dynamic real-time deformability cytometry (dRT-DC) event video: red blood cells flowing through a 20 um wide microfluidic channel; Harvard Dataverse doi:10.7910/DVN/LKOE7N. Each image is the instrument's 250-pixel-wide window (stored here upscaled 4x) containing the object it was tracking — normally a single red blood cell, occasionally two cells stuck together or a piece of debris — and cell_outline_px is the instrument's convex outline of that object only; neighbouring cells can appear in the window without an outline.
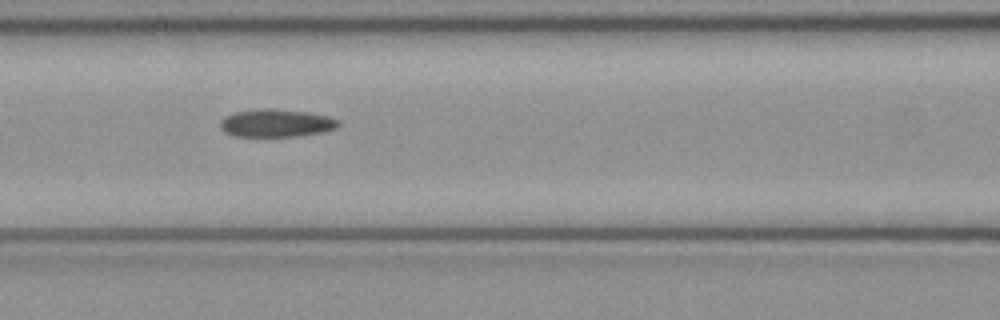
{"species": "common noctule bat (a hibernating species)", "species_latin": "Nyctalus noctula", "temperature_condition": "cold", "stored_images_in_passage": 5, "camera_frame_rate_fps": 3000, "um_per_image_px": 0.085, "animal": {"sex": "female", "body_mass_g": 21.9}, "frame": {"image": 1, "passage_image": 3, "time_ms": 0.667, "image_size_px": [1000, 320], "cell_outline_px": [[340, 124], [336, 128], [324, 132], [296, 136], [232, 136], [224, 132], [220, 128], [220, 120], [224, 116], [236, 112], [264, 108], [272, 108], [308, 112], [328, 116], [340, 120]], "centroid_in_image_um": [23.48, 10.46], "position_along_channel_um": 143.1, "area_um2": 19.31}}
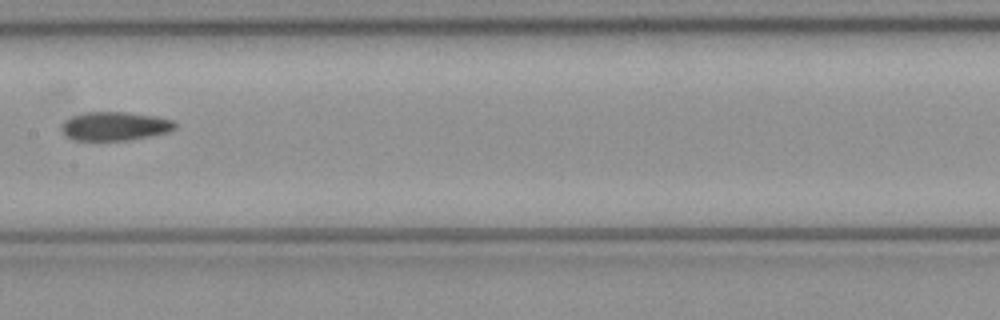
{"frame": {"image": 2, "passage_image": 4, "time_ms": 1.0, "image_size_px": [1000, 320], "cell_outline_px": [[176, 128], [168, 132], [128, 140], [72, 140], [64, 136], [60, 128], [60, 124], [64, 120], [72, 116], [84, 112], [128, 112], [156, 116], [172, 120], [176, 124]], "centroid_in_image_um": [9.7, 10.72], "position_along_channel_um": 197.7, "area_um2": 19.19}}
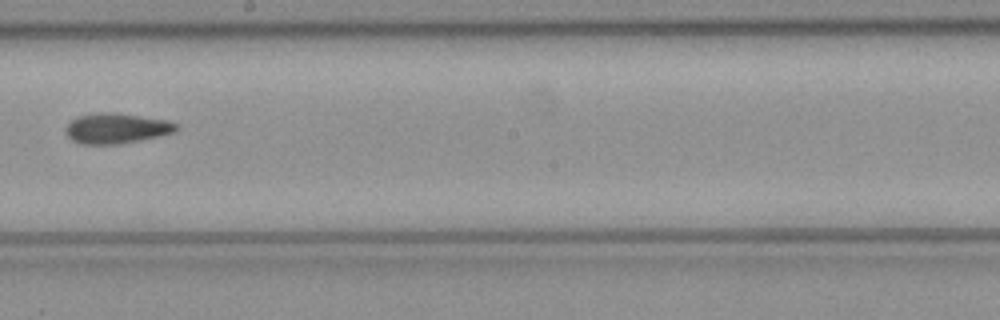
{"frame": {"image": 3, "passage_image": 5, "time_ms": 1.333, "image_size_px": [1000, 320], "cell_outline_px": [[180, 128], [172, 132], [160, 136], [120, 144], [80, 144], [72, 140], [64, 132], [64, 128], [72, 120], [80, 116], [100, 112], [116, 112], [168, 120], [180, 124]], "centroid_in_image_um": [9.92, 10.9], "position_along_channel_um": 238.3, "area_um2": 19.71}}